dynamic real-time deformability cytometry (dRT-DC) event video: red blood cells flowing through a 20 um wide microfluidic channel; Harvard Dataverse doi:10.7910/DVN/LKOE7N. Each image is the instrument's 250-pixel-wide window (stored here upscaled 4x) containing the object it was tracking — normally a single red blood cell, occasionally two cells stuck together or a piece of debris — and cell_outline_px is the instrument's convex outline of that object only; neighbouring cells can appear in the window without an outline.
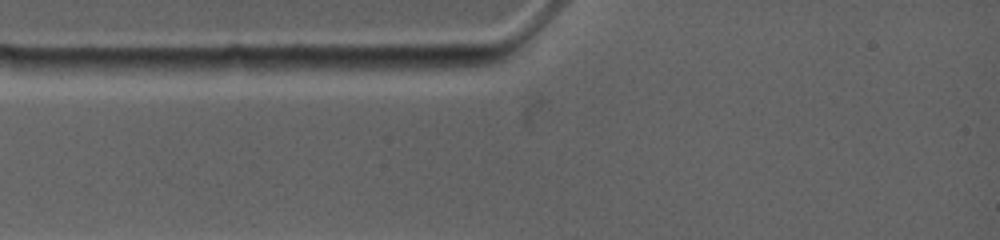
{"species": "common noctule bat (a hibernating species)", "species_latin": "Nyctalus noctula", "temperature_condition": "warm", "stored_images_in_passage": 2, "camera_frame_rate_fps": 4500, "um_per_image_px": 0.085, "animal": {"sex": "female", "body_mass_g": 19.0, "forearm_length_mm": 53.3}, "frame": {"image": 1, "passage_image": 1, "time_ms": 0.0, "image_size_px": [1000, 240], "cell_outline_px": [[188, 68], [152, 76], [104, 76], [84, 68], [68, 60], [184, 60]], "centroid_in_image_um": [11.18, 5.7], "position_along_channel_um": 73.8, "area_um2": 10.75}}